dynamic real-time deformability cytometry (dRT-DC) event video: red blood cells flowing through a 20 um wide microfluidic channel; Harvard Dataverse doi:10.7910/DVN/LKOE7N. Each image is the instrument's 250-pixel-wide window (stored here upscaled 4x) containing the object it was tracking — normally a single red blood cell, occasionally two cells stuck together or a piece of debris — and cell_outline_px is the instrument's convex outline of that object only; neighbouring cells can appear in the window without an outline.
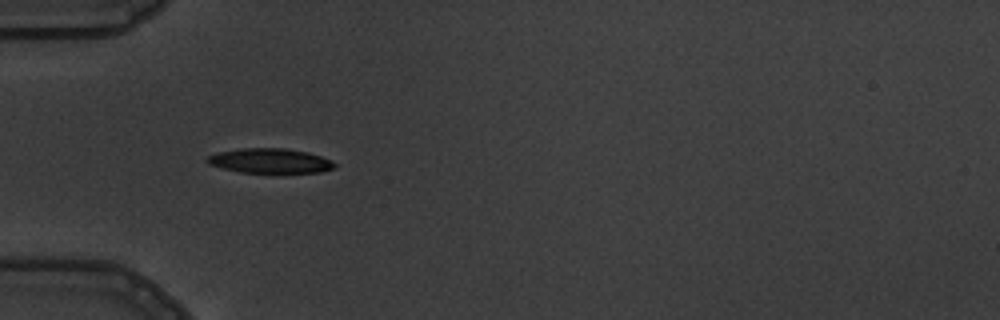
{"species": "common noctule bat (a hibernating species)", "species_latin": "Nyctalus noctula", "temperature_condition": "warm", "stored_images_in_passage": 2, "camera_frame_rate_fps": 3000, "um_per_image_px": 0.085, "animal": {"sex": "male", "body_mass_g": 19.5, "forearm_length_mm": 54.6}, "frame": {"image": 1, "passage_image": 1, "time_ms": 0.0, "image_size_px": [1000, 320], "cell_outline_px": [[336, 168], [320, 172], [240, 172], [208, 164], [204, 160], [208, 156], [216, 152], [244, 148], [284, 148], [308, 152], [332, 160], [336, 164]], "centroid_in_image_um": [22.95, 13.66], "position_along_channel_um": 62.0, "area_um2": 18.26}}